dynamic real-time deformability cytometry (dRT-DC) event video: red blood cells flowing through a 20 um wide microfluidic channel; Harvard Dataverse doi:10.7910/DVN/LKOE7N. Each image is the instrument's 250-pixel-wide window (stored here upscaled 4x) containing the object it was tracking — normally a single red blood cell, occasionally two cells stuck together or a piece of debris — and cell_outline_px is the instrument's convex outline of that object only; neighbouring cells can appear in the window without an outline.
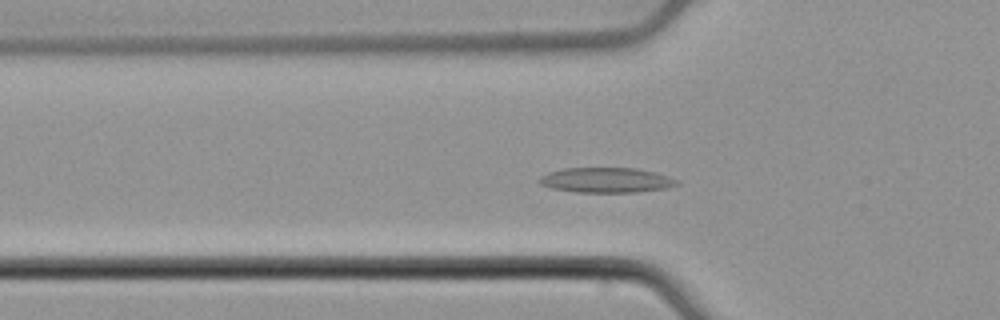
{"species": "common noctule bat (a hibernating species)", "species_latin": "Nyctalus noctula", "temperature_condition": "cold", "stored_images_in_passage": 53, "camera_frame_rate_fps": 3000, "um_per_image_px": 0.085, "animal": {"sex": "male", "body_mass_g": 21.5, "forearm_length_mm": 52.0}, "frame": {"image": 1, "passage_image": 17, "time_ms": 5.333, "image_size_px": [1000, 320], "cell_outline_px": [[680, 184], [668, 188], [636, 192], [576, 192], [552, 188], [540, 184], [540, 176], [548, 172], [564, 168], [636, 168], [668, 176], [676, 180]], "centroid_in_image_um": [51.53, 15.31], "position_along_channel_um": 74.3, "area_um2": 19.94}}
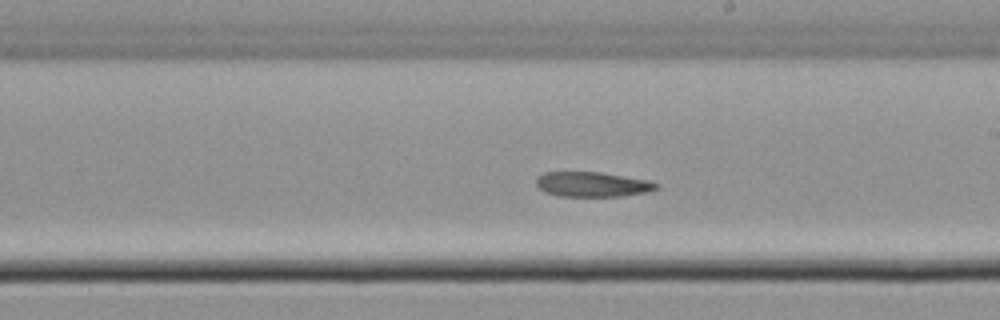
{"frame": {"image": 2, "passage_image": 30, "time_ms": 9.667, "image_size_px": [1000, 320], "cell_outline_px": [[660, 188], [648, 192], [620, 196], [556, 196], [544, 192], [536, 188], [536, 176], [544, 172], [600, 172], [648, 180], [660, 184]], "centroid_in_image_um": [50.32, 15.67], "position_along_channel_um": 238.7, "area_um2": 17.69}}
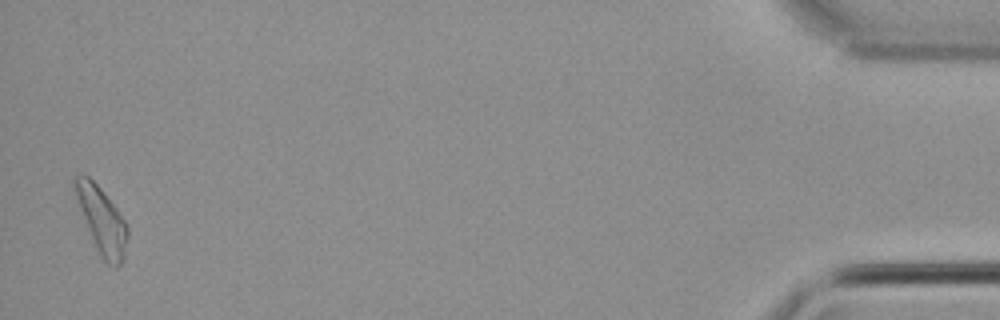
{"frame": {"image": 3, "passage_image": 52, "time_ms": 17.0, "image_size_px": [1000, 320], "cell_outline_px": [[128, 236], [124, 260], [116, 268], [108, 264], [100, 256], [96, 248], [88, 228], [76, 196], [72, 184], [72, 176], [88, 176], [100, 188], [116, 208], [124, 220], [128, 228]], "centroid_in_image_um": [8.67, 18.76], "position_along_channel_um": 426.5, "area_um2": 19.88}}